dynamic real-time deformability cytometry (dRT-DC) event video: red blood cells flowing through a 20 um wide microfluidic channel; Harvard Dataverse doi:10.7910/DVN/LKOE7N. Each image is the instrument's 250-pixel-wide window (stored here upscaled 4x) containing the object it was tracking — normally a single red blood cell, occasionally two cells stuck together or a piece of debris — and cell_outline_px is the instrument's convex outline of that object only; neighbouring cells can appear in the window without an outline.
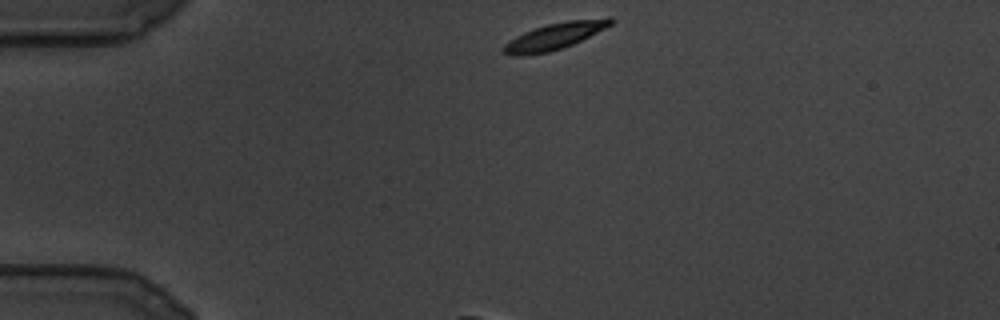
{"species": "common noctule bat (a hibernating species)", "species_latin": "Nyctalus noctula", "temperature_condition": "cold", "stored_images_in_passage": 15, "camera_frame_rate_fps": 3000, "um_per_image_px": 0.085, "animal": {"sex": "male", "body_mass_g": 19.5, "forearm_length_mm": 54.6}, "frame": {"image": 1, "passage_image": 1, "time_ms": 0.0, "image_size_px": [1000, 320], "cell_outline_px": [[616, 20], [612, 24], [572, 44], [548, 52], [520, 56], [512, 56], [504, 52], [504, 44], [516, 36], [524, 32], [548, 24], [568, 20], [608, 16], [612, 16]], "centroid_in_image_um": [47.2, 3.04], "position_along_channel_um": 37.8, "area_um2": 16.42}}